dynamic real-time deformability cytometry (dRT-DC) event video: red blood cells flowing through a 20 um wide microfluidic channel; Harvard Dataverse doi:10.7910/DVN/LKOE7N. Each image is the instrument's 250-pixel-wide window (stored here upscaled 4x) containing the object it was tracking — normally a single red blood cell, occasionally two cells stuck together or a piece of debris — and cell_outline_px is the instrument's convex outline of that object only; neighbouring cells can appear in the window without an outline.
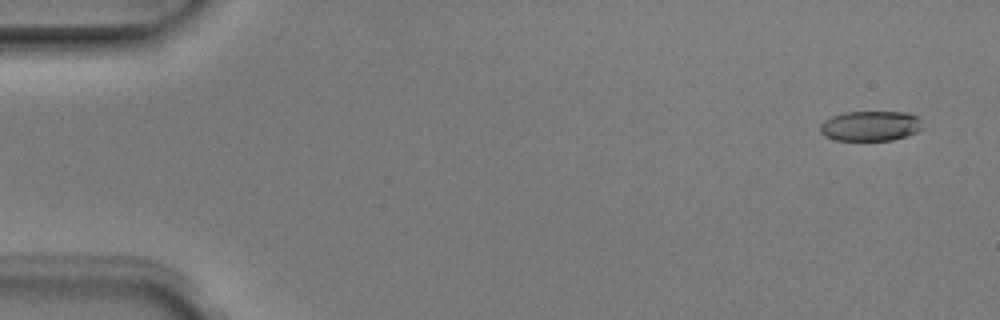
{"species": "Egyptian fruit bat (a non-hibernating species)", "species_latin": "Rousettus aegyptiacus", "temperature_condition": "room temperature", "stored_images_in_passage": 4, "camera_frame_rate_fps": 3000, "um_per_image_px": 0.085, "animal": {"sex": "male"}, "frame": {"image": 1, "passage_image": 1, "time_ms": 0.0, "image_size_px": [1000, 320], "cell_outline_px": [[924, 128], [908, 136], [892, 140], [836, 140], [824, 136], [820, 132], [820, 124], [824, 120], [832, 116], [844, 112], [908, 112], [920, 116]], "centroid_in_image_um": [74.03, 10.7], "position_along_channel_um": 11.0, "area_um2": 18.26}}
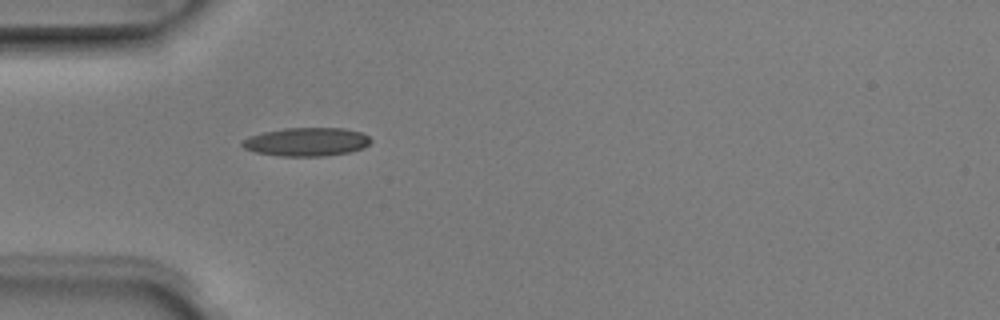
{"frame": {"image": 2, "passage_image": 4, "time_ms": 1.0, "image_size_px": [1000, 320], "cell_outline_px": [[372, 140], [364, 148], [348, 152], [324, 156], [280, 156], [256, 152], [244, 148], [240, 144], [248, 136], [264, 132], [284, 128], [344, 128], [360, 132], [368, 136]], "centroid_in_image_um": [26.05, 12.05], "position_along_channel_um": 58.9, "area_um2": 21.27}}